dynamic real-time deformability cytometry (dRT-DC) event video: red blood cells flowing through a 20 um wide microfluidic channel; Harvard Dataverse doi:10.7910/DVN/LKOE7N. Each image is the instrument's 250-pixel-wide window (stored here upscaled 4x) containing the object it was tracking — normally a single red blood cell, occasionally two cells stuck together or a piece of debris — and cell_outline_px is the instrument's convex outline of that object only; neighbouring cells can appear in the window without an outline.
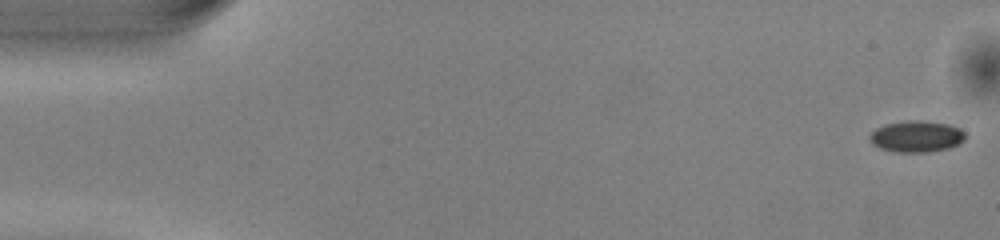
{"species": "common noctule bat (a hibernating species)", "species_latin": "Nyctalus noctula", "temperature_condition": "warm", "stored_images_in_passage": 51, "camera_frame_rate_fps": 3000, "um_per_image_px": 0.085, "animal": {"sex": "male", "body_mass_g": 13.0, "forearm_length_mm": 53.1}, "frame": {"image": 1, "passage_image": 1, "time_ms": 0.0, "image_size_px": [1000, 240], "cell_outline_px": [[964, 140], [948, 148], [928, 152], [892, 152], [880, 148], [872, 144], [868, 136], [876, 128], [884, 124], [908, 120], [916, 120], [948, 124], [960, 128], [964, 132]], "centroid_in_image_um": [77.85, 11.6], "position_along_channel_um": 7.1, "area_um2": 17.46}}
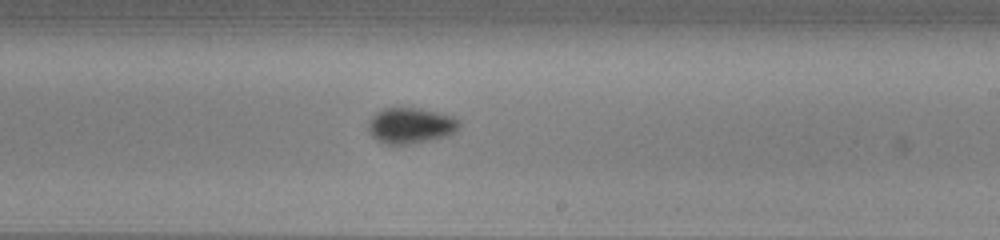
{"frame": {"image": 2, "passage_image": 30, "time_ms": 9.667, "image_size_px": [1000, 240], "cell_outline_px": [[460, 124], [456, 132], [448, 136], [428, 140], [404, 144], [388, 144], [376, 140], [368, 132], [368, 124], [372, 116], [376, 112], [384, 108], [420, 108], [452, 116], [460, 120]], "centroid_in_image_um": [34.9, 10.67], "position_along_channel_um": 254.1, "area_um2": 18.9}}
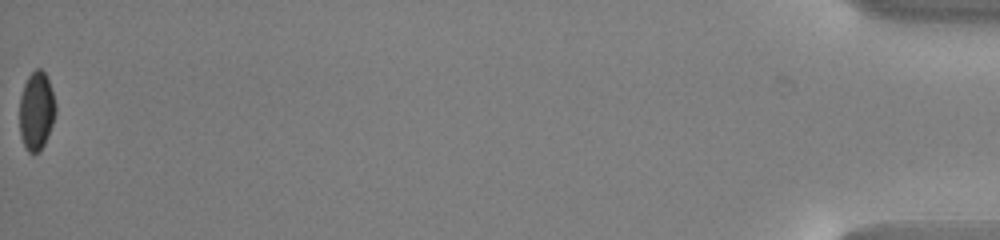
{"frame": {"image": 3, "passage_image": 51, "time_ms": 16.667, "image_size_px": [1000, 240], "cell_outline_px": [[56, 112], [52, 124], [44, 144], [40, 152], [28, 152], [20, 136], [20, 96], [24, 84], [28, 76], [36, 68], [40, 68], [44, 72], [48, 80], [56, 104]], "centroid_in_image_um": [3.09, 9.42], "position_along_channel_um": 432.1, "area_um2": 16.36}, "authors_computed_cell_mechanics": {"area_um2": 17.6868, "velocity_mm_per_s": 4.0542, "shape_relaxation_time_tau1_ms": 2.8091, "shape_relaxation_time_tau2_ms": null, "deformation_change_tau1": 0.0923, "deformation_change_tau2": null}}